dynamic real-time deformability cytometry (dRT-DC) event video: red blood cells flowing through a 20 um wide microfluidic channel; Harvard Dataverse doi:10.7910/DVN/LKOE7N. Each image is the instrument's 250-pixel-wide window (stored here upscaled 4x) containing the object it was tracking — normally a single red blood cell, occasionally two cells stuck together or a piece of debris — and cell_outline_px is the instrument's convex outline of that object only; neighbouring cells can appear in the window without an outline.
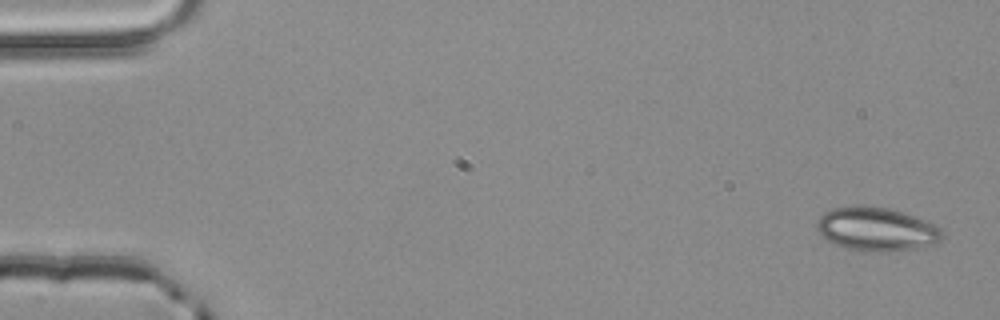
{"species": "common noctule bat (a hibernating species)", "species_latin": "Nyctalus noctula", "temperature_condition": "room temperature", "stored_images_in_passage": 4, "camera_frame_rate_fps": 3000, "um_per_image_px": 0.085, "animal": {"sex": "male", "body_mass_g": 20.4}, "frame": {"image": 1, "passage_image": 1, "time_ms": 0.0, "image_size_px": [1000, 320], "cell_outline_px": [[940, 240], [936, 244], [916, 248], [888, 252], [880, 252], [848, 248], [832, 244], [820, 236], [816, 228], [816, 220], [824, 212], [832, 208], [888, 208], [904, 212], [936, 224], [940, 228]], "centroid_in_image_um": [74.49, 19.51], "position_along_channel_um": 10.5, "area_um2": 31.44}}